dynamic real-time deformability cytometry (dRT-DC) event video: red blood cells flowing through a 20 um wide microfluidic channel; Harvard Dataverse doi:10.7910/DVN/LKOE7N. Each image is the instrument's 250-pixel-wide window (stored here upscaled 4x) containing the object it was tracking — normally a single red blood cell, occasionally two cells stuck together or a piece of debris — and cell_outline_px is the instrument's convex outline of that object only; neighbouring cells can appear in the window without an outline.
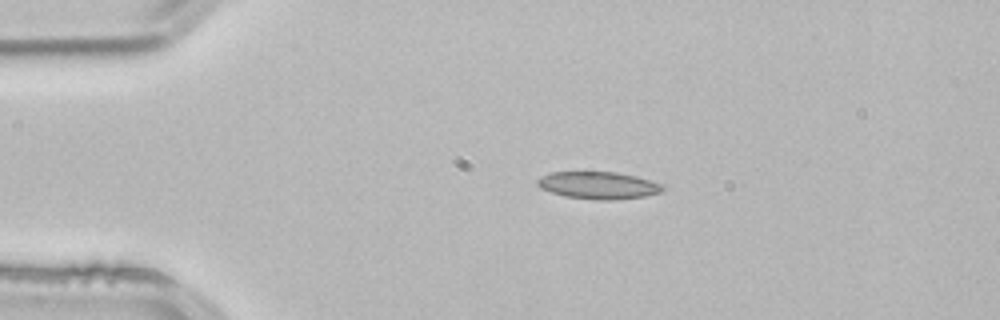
{"species": "common noctule bat (a hibernating species)", "species_latin": "Nyctalus noctula", "temperature_condition": "room temperature", "stored_images_in_passage": 3, "camera_frame_rate_fps": 3000, "um_per_image_px": 0.085, "animal": {"sex": "male", "body_mass_g": 21.5, "forearm_length_mm": 52.0}, "frame": {"image": 1, "passage_image": 2, "time_ms": 0.333, "image_size_px": [1000, 320], "cell_outline_px": [[664, 188], [660, 192], [644, 196], [616, 200], [596, 200], [564, 196], [540, 188], [536, 184], [536, 180], [540, 176], [552, 172], [616, 172], [636, 176], [660, 184]], "centroid_in_image_um": [50.81, 15.75], "position_along_channel_um": 34.2, "area_um2": 19.83}}